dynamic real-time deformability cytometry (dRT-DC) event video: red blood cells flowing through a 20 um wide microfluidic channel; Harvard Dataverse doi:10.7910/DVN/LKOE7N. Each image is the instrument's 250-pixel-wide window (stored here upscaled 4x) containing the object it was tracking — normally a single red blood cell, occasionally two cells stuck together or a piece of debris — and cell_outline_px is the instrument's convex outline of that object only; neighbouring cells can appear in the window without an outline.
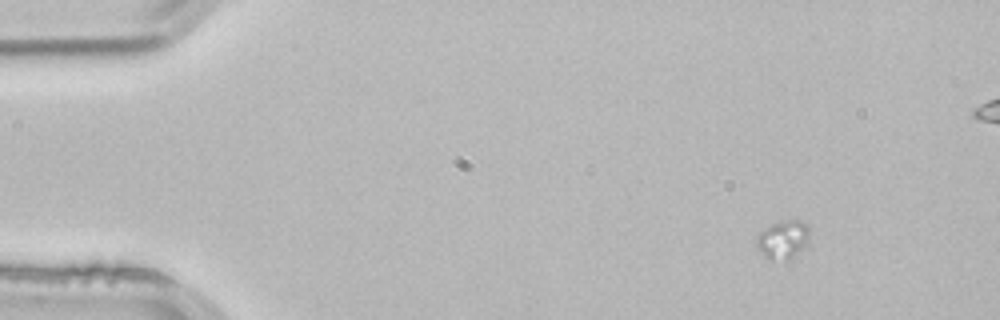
{"species": "common noctule bat (a hibernating species)", "species_latin": "Nyctalus noctula", "temperature_condition": "room temperature", "stored_images_in_passage": 3, "camera_frame_rate_fps": 3000, "um_per_image_px": 0.085, "animal": {"sex": "male", "body_mass_g": 21.5, "forearm_length_mm": 52.0}, "frame": {"image": 1, "passage_image": 1, "time_ms": 0.0, "image_size_px": [1000, 320], "cell_outline_px": [[808, 244], [792, 260], [768, 260], [756, 248], [756, 236], [764, 228], [780, 220], [796, 220], [808, 224]], "centroid_in_image_um": [66.54, 20.39], "position_along_channel_um": 18.5, "area_um2": 12.25}}